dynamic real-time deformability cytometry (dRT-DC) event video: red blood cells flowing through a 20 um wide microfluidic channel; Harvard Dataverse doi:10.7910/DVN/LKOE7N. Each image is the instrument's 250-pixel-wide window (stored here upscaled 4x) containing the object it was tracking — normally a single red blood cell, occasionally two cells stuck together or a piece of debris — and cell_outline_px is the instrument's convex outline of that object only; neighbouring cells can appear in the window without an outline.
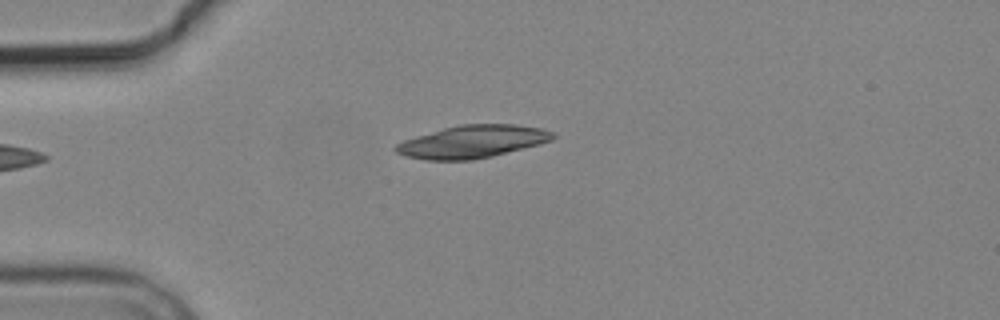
{"species": "common noctule bat (a hibernating species)", "species_latin": "Nyctalus noctula", "temperature_condition": "cold", "stored_images_in_passage": 8, "camera_frame_rate_fps": 3000, "um_per_image_px": 0.085, "animal": {"sex": "male", "body_mass_g": 19.2, "forearm_length_mm": 51.8}, "frame": {"image": 1, "passage_image": 1, "time_ms": 0.0, "image_size_px": [1000, 320], "cell_outline_px": [[556, 136], [552, 140], [540, 144], [492, 156], [472, 160], [424, 160], [404, 156], [396, 152], [392, 148], [396, 144], [404, 140], [416, 136], [444, 128], [460, 124], [512, 124], [540, 128], [552, 132]], "centroid_in_image_um": [40.12, 12.05], "position_along_channel_um": 44.9, "area_um2": 29.82}}